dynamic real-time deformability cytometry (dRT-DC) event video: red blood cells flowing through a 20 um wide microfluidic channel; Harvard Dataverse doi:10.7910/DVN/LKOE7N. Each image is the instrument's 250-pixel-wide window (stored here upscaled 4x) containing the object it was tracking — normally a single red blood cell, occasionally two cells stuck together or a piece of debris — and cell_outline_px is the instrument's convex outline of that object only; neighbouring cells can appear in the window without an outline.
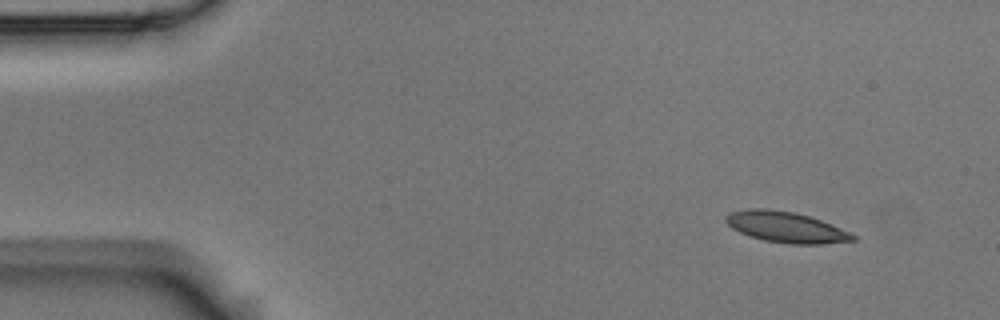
{"species": "Egyptian fruit bat (a non-hibernating species)", "species_latin": "Rousettus aegyptiacus", "temperature_condition": "room temperature", "stored_images_in_passage": 5, "camera_frame_rate_fps": 3000, "um_per_image_px": 0.085, "animal": {"sex": "male"}, "frame": {"image": 1, "passage_image": 1, "time_ms": 0.0, "image_size_px": [1000, 320], "cell_outline_px": [[856, 240], [820, 244], [788, 244], [764, 240], [748, 236], [732, 228], [724, 220], [724, 216], [728, 212], [748, 208], [768, 208], [796, 212], [832, 224], [856, 236]], "centroid_in_image_um": [66.75, 19.29], "position_along_channel_um": 18.3, "area_um2": 22.95}}
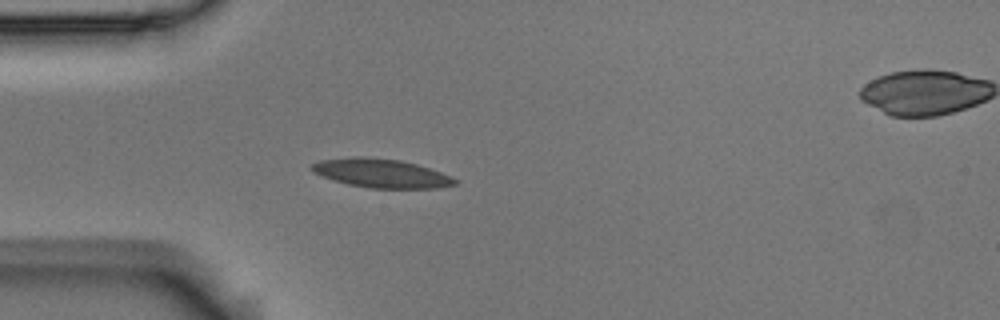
{"frame": {"image": 2, "passage_image": 4, "time_ms": 1.0, "image_size_px": [1000, 320], "cell_outline_px": [[460, 180], [456, 184], [436, 188], [368, 188], [348, 184], [332, 180], [320, 176], [312, 172], [308, 168], [312, 164], [320, 160], [356, 156], [360, 156], [400, 160], [416, 164], [452, 176]], "centroid_in_image_um": [32.37, 14.73], "position_along_channel_um": 52.6, "area_um2": 24.16}}